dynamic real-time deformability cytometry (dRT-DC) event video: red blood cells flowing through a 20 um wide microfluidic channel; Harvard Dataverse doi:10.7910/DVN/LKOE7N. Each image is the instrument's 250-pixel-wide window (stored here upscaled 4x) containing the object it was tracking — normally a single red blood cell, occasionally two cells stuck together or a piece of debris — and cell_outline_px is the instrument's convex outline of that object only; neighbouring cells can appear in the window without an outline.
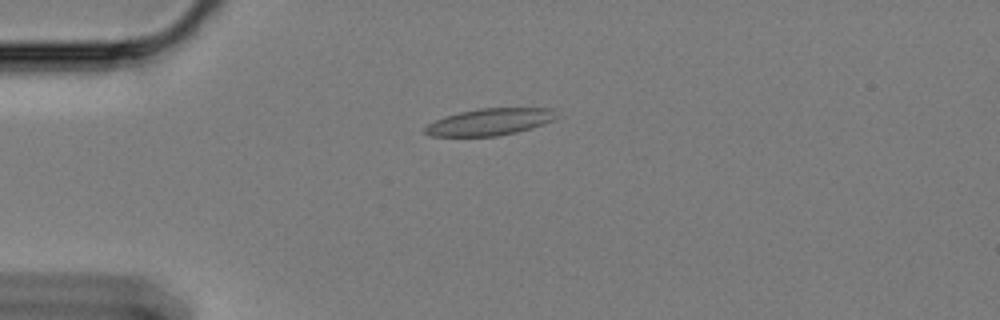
{"species": "Egyptian fruit bat (a non-hibernating species)", "species_latin": "Rousettus aegyptiacus", "temperature_condition": "cold", "stored_images_in_passage": 48, "camera_frame_rate_fps": 3000, "um_per_image_px": 0.085, "animal": {"sex": "female"}, "frame": {"image": 1, "passage_image": 3, "time_ms": 0.667, "image_size_px": [1000, 320], "cell_outline_px": [[556, 120], [516, 132], [496, 136], [432, 136], [424, 132], [424, 128], [428, 124], [444, 116], [460, 112], [480, 108], [556, 108]], "centroid_in_image_um": [41.65, 10.35], "position_along_channel_um": 43.3, "area_um2": 20.52}}
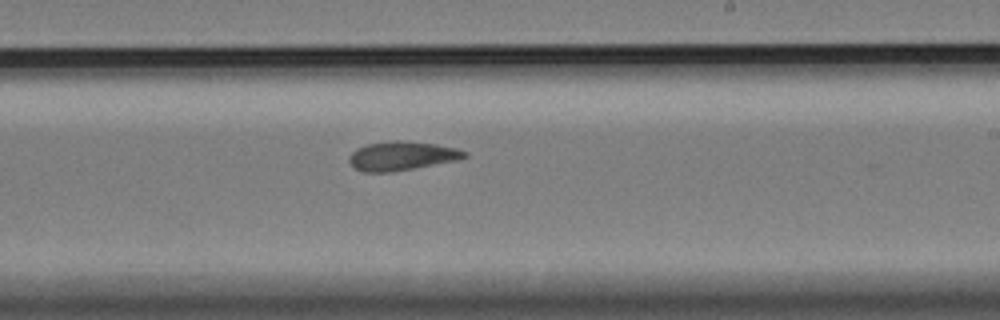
{"frame": {"image": 2, "passage_image": 24, "time_ms": 7.667, "image_size_px": [1000, 320], "cell_outline_px": [[468, 156], [456, 160], [392, 172], [364, 172], [356, 168], [348, 160], [348, 156], [356, 148], [368, 144], [388, 140], [400, 140], [436, 144], [456, 148], [468, 152]], "centroid_in_image_um": [34.14, 13.24], "position_along_channel_um": 254.9, "area_um2": 19.42}}
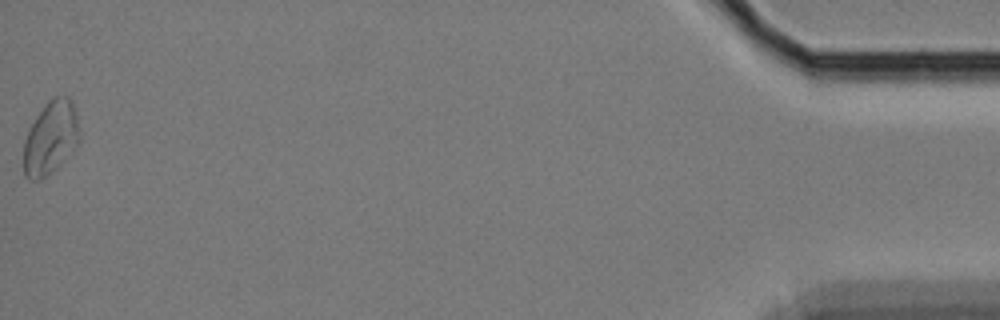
{"frame": {"image": 3, "passage_image": 48, "time_ms": 15.667, "image_size_px": [1000, 320], "cell_outline_px": [[80, 140], [64, 160], [52, 172], [40, 180], [28, 180], [24, 176], [24, 140], [36, 116], [48, 100], [52, 96], [68, 96], [72, 100], [76, 112], [80, 132]], "centroid_in_image_um": [4.31, 11.71], "position_along_channel_um": 430.9, "area_um2": 23.93}, "authors_computed_cell_mechanics": {"area_um2": 19.941, "velocity_mm_per_s": 3.349, "shape_relaxation_time_tau1_ms": null, "shape_relaxation_time_tau2_ms": 5.0035, "deformation_change_tau1": null, "deformation_change_tau2": 0.1152}}